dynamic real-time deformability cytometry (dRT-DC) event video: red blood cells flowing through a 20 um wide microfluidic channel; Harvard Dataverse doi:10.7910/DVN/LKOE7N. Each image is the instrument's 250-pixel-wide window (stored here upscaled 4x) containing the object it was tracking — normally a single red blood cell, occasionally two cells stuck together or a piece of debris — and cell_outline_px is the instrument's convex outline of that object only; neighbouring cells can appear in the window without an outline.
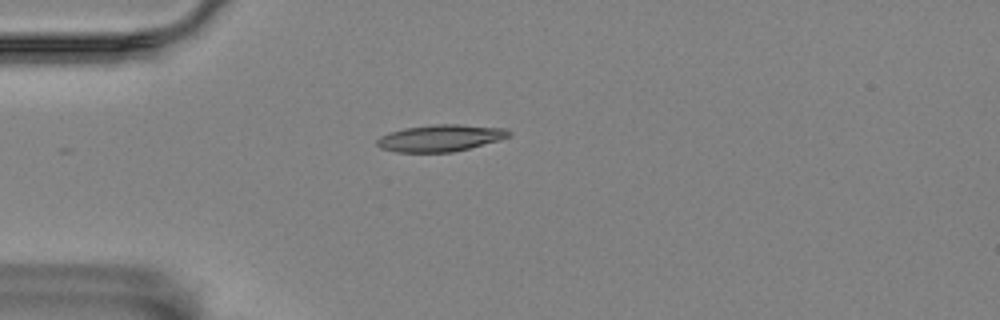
{"species": "Egyptian fruit bat (a non-hibernating species)", "species_latin": "Rousettus aegyptiacus", "temperature_condition": "room temperature", "stored_images_in_passage": 2, "camera_frame_rate_fps": 3000, "um_per_image_px": 0.085, "animal": {"sex": "female"}, "frame": {"image": 1, "passage_image": 1, "time_ms": 0.0, "image_size_px": [1000, 320], "cell_outline_px": [[512, 136], [500, 140], [452, 152], [396, 152], [380, 148], [376, 144], [376, 140], [380, 136], [388, 132], [404, 128], [436, 124], [456, 124], [508, 128], [512, 132]], "centroid_in_image_um": [37.45, 11.72], "position_along_channel_um": 47.6, "area_um2": 20.75}}